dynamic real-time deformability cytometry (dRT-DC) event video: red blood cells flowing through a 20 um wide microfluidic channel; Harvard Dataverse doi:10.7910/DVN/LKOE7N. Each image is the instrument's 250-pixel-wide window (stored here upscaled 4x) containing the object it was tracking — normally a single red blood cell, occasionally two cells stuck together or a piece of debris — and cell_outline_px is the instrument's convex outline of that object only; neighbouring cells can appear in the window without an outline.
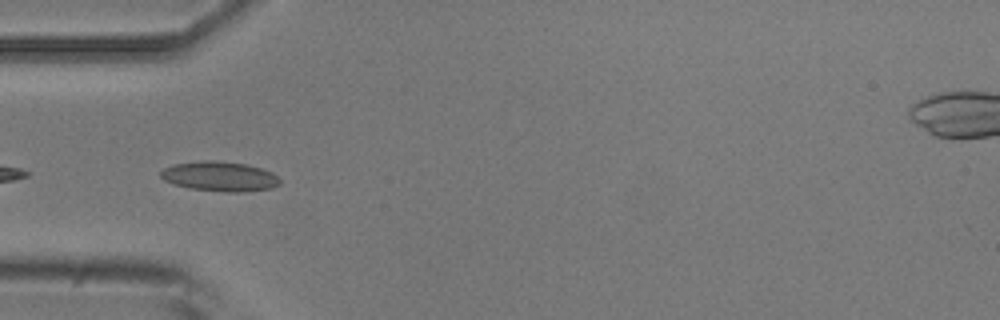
{"species": "common noctule bat (a hibernating species)", "species_latin": "Nyctalus noctula", "temperature_condition": "room temperature", "stored_images_in_passage": 7, "camera_frame_rate_fps": 3000, "um_per_image_px": 0.085, "animal": {"sex": "male", "body_mass_g": 20.5, "forearm_length_mm": 52.5}, "frame": {"image": 1, "passage_image": 2, "time_ms": 0.333, "image_size_px": [1000, 320], "cell_outline_px": [[280, 184], [272, 188], [244, 192], [224, 192], [188, 188], [164, 180], [160, 176], [160, 172], [164, 168], [176, 164], [204, 160], [216, 160], [248, 164], [272, 172], [280, 180]], "centroid_in_image_um": [18.7, 14.99], "position_along_channel_um": 66.3, "area_um2": 20.69}}